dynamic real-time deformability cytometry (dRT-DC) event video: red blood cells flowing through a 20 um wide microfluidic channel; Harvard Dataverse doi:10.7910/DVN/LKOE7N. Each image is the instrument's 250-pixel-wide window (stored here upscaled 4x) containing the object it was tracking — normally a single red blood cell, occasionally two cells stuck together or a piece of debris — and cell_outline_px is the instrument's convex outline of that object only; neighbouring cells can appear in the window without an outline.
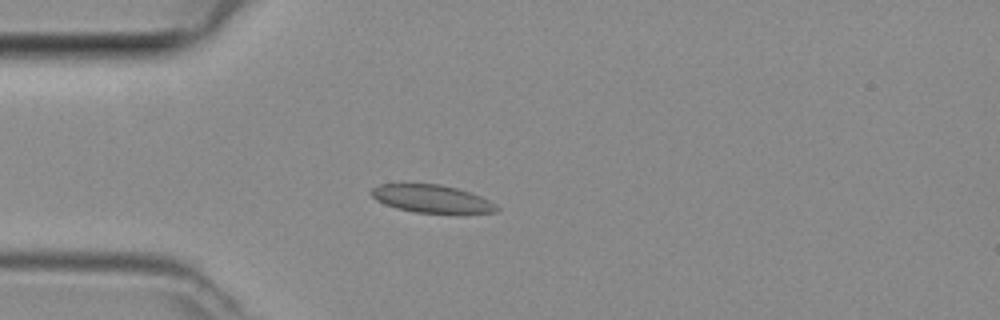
{"species": "common noctule bat (a hibernating species)", "species_latin": "Nyctalus noctula", "temperature_condition": "room temperature", "stored_images_in_passage": 48, "camera_frame_rate_fps": 3000, "um_per_image_px": 0.085, "animal": {"sex": "female", "body_mass_g": 29.2, "forearm_length_mm": 56.3}, "frame": {"image": 1, "passage_image": 13, "time_ms": 4.0, "image_size_px": [1000, 320], "cell_outline_px": [[500, 208], [496, 212], [416, 212], [396, 208], [384, 204], [376, 200], [368, 192], [372, 188], [380, 184], [440, 184], [456, 188], [480, 196], [496, 204]], "centroid_in_image_um": [36.63, 16.88], "position_along_channel_um": 48.4, "area_um2": 19.94}}
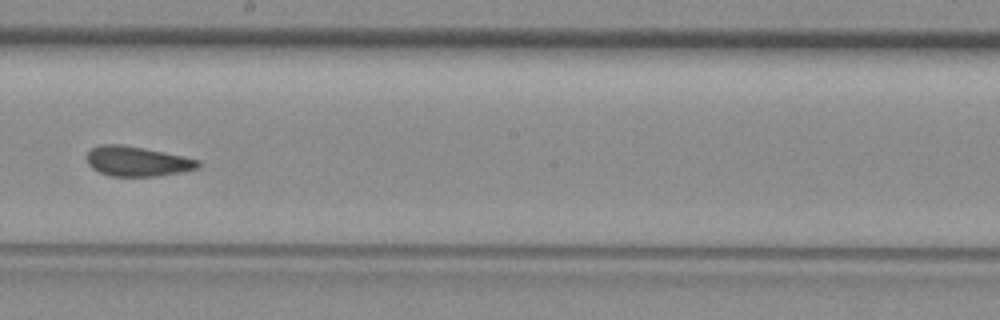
{"frame": {"image": 2, "passage_image": 27, "time_ms": 8.667, "image_size_px": [1000, 320], "cell_outline_px": [[200, 168], [180, 172], [156, 176], [108, 176], [92, 168], [88, 164], [88, 152], [92, 148], [100, 144], [124, 144], [184, 156], [200, 160]], "centroid_in_image_um": [11.68, 13.71], "position_along_channel_um": 236.5, "area_um2": 19.42}}
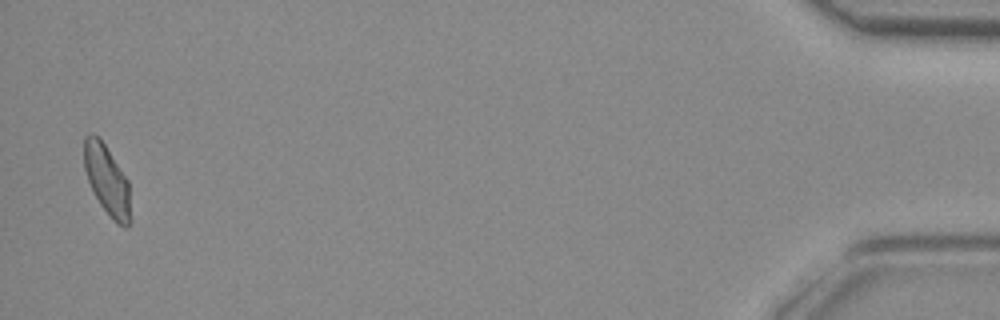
{"frame": {"image": 3, "passage_image": 47, "time_ms": 15.333, "image_size_px": [1000, 320], "cell_outline_px": [[128, 228], [124, 228], [116, 224], [112, 220], [100, 204], [92, 192], [84, 168], [84, 136], [92, 132], [104, 144], [128, 180]], "centroid_in_image_um": [9.05, 15.3], "position_along_channel_um": 426.2, "area_um2": 18.5}}